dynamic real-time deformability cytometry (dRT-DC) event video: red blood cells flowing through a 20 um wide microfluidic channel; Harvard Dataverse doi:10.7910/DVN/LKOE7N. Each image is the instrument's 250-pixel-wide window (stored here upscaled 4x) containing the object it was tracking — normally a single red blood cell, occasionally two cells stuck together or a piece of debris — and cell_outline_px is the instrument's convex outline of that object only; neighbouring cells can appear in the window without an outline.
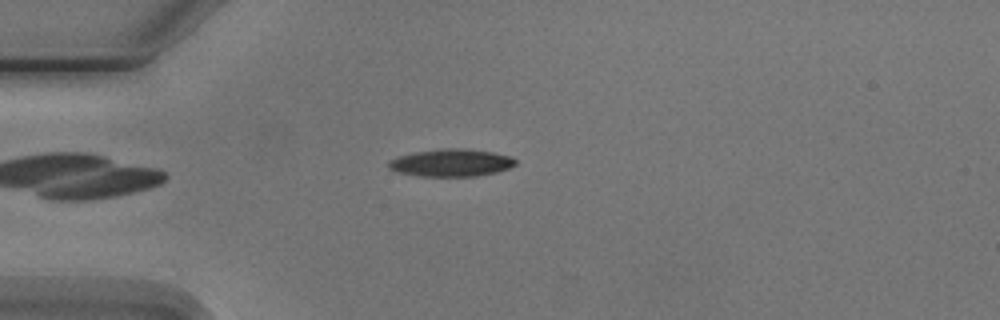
{"species": "Egyptian fruit bat (a non-hibernating species)", "species_latin": "Rousettus aegyptiacus", "temperature_condition": "cold", "stored_images_in_passage": 1, "camera_frame_rate_fps": 3000, "um_per_image_px": 0.085, "animal": {"sex": "male"}, "frame": {"image": 1, "passage_image": 1, "time_ms": 0.0, "image_size_px": [1000, 320], "cell_outline_px": [[516, 164], [508, 168], [496, 172], [476, 176], [416, 176], [396, 172], [388, 168], [388, 160], [400, 156], [416, 152], [444, 148], [464, 148], [492, 152], [512, 156], [516, 160]], "centroid_in_image_um": [38.34, 13.84], "position_along_channel_um": 46.7, "area_um2": 20.35}}